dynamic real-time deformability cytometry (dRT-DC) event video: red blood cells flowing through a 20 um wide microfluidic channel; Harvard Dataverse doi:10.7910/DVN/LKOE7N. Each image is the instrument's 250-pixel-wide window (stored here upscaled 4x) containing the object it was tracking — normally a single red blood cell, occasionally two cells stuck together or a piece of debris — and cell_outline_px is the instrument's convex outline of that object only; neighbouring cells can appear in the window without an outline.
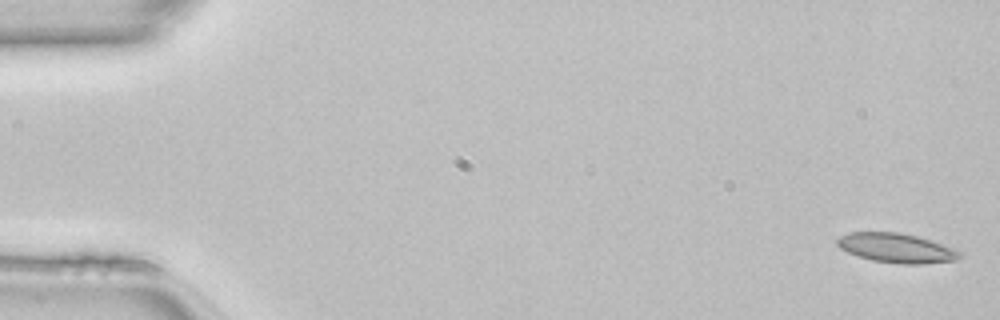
{"species": "common noctule bat (a hibernating species)", "species_latin": "Nyctalus noctula", "temperature_condition": "room temperature", "stored_images_in_passage": 49, "camera_frame_rate_fps": 3000, "um_per_image_px": 0.085, "animal": {"sex": "female", "body_mass_g": 22.7, "forearm_length_mm": 54.2}, "frame": {"image": 1, "passage_image": 1, "time_ms": 0.0, "image_size_px": [1000, 320], "cell_outline_px": [[964, 256], [956, 260], [924, 264], [900, 264], [872, 260], [848, 252], [840, 248], [836, 244], [836, 240], [840, 236], [848, 232], [900, 232], [916, 236], [956, 248], [964, 252]], "centroid_in_image_um": [76.25, 21.08], "position_along_channel_um": 8.7, "area_um2": 21.21}}
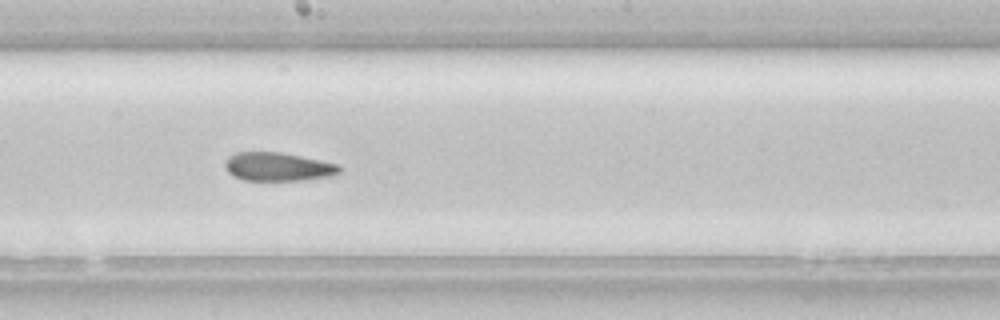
{"frame": {"image": 2, "passage_image": 27, "time_ms": 8.667, "image_size_px": [1000, 320], "cell_outline_px": [[340, 172], [332, 176], [304, 180], [244, 180], [232, 176], [224, 168], [224, 160], [228, 156], [236, 152], [280, 152], [340, 164]], "centroid_in_image_um": [23.59, 14.17], "position_along_channel_um": 224.6, "area_um2": 19.19}}
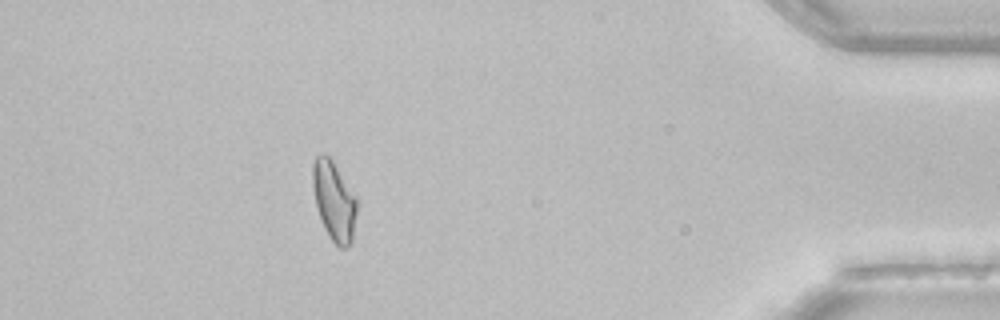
{"frame": {"image": 3, "passage_image": 44, "time_ms": 14.333, "image_size_px": [1000, 320], "cell_outline_px": [[356, 212], [352, 244], [348, 248], [340, 248], [328, 236], [324, 228], [316, 204], [312, 184], [312, 164], [316, 156], [324, 152], [332, 160], [356, 196]], "centroid_in_image_um": [28.39, 17.08], "position_along_channel_um": 406.8, "area_um2": 20.4}, "authors_computed_cell_mechanics": {"area_um2": 20.3456, "velocity_mm_per_s": 4.1499, "shape_relaxation_time_tau1_ms": null, "shape_relaxation_time_tau2_ms": 4.8805, "deformation_change_tau1": null, "deformation_change_tau2": 0.1095}}